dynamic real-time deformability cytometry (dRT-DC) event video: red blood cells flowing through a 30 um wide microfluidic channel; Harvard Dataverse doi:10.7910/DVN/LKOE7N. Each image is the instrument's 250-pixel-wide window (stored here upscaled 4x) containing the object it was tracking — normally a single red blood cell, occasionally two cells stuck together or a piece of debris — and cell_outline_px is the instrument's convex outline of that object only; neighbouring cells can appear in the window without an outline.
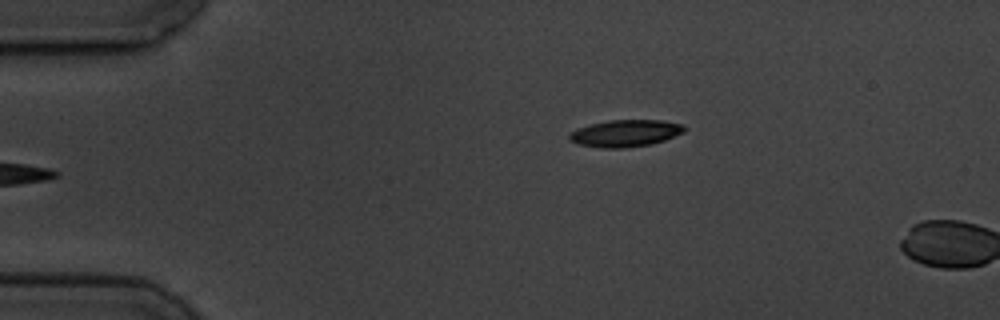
{"species": "common noctule bat (a hibernating species)", "species_latin": "Nyctalus noctula", "temperature_condition": "cold", "stored_images_in_passage": 4, "camera_frame_rate_fps": 3000, "um_per_image_px": 0.085, "animal": {"sex": "male", "body_mass_g": 19.5, "forearm_length_mm": 54.6}, "frame": {"image": 1, "passage_image": 4, "time_ms": 4.667, "image_size_px": [1000, 320], "cell_outline_px": [[688, 128], [684, 132], [664, 140], [652, 144], [624, 148], [600, 148], [580, 144], [568, 140], [568, 136], [576, 128], [608, 120], [660, 120], [684, 124]], "centroid_in_image_um": [53.18, 11.32], "position_along_channel_um": 31.8, "area_um2": 18.15}}